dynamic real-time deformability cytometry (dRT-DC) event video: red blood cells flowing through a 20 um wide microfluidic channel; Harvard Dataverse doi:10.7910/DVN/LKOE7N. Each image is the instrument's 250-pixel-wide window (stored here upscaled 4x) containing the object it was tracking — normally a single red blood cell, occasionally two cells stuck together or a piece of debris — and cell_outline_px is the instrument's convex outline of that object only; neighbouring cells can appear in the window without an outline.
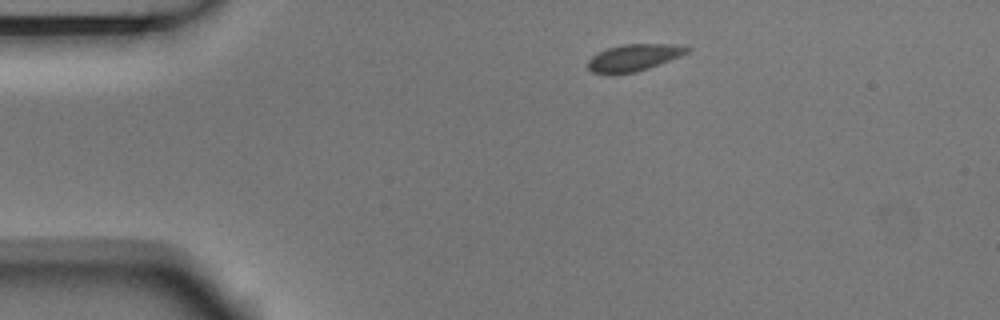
{"species": "Egyptian fruit bat (a non-hibernating species)", "species_latin": "Rousettus aegyptiacus", "temperature_condition": "room temperature", "stored_images_in_passage": 7, "camera_frame_rate_fps": 3000, "um_per_image_px": 0.085, "animal": {"sex": "male"}, "frame": {"image": 1, "passage_image": 7, "time_ms": 2.0, "image_size_px": [1000, 320], "cell_outline_px": [[692, 48], [688, 52], [648, 68], [636, 72], [608, 76], [592, 72], [588, 68], [588, 60], [592, 56], [608, 48], [620, 44], [672, 44]], "centroid_in_image_um": [53.8, 4.92], "position_along_channel_um": 31.2, "area_um2": 15.55}}